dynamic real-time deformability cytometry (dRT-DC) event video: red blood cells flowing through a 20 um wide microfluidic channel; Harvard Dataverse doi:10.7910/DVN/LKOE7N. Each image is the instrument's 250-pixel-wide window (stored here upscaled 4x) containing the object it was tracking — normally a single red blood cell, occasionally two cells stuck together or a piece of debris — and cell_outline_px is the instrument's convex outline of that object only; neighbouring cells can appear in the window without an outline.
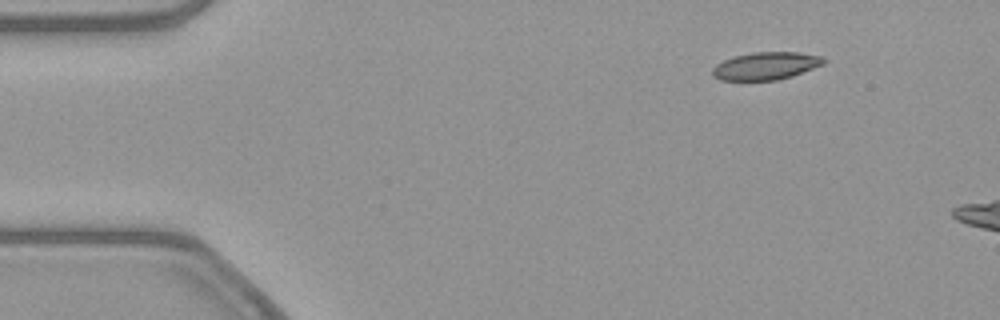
{"species": "common noctule bat (a hibernating species)", "species_latin": "Nyctalus noctula", "temperature_condition": "warm", "stored_images_in_passage": 3, "camera_frame_rate_fps": 3000, "um_per_image_px": 0.085, "animal": {"sex": "female", "body_mass_g": 21.9}, "frame": {"image": 1, "passage_image": 1, "time_ms": 0.0, "image_size_px": [1000, 320], "cell_outline_px": [[828, 60], [824, 64], [792, 76], [776, 80], [720, 80], [712, 76], [712, 68], [716, 64], [732, 56], [752, 52], [796, 52], [824, 56]], "centroid_in_image_um": [65.1, 5.59], "position_along_channel_um": 19.9, "area_um2": 18.09}}